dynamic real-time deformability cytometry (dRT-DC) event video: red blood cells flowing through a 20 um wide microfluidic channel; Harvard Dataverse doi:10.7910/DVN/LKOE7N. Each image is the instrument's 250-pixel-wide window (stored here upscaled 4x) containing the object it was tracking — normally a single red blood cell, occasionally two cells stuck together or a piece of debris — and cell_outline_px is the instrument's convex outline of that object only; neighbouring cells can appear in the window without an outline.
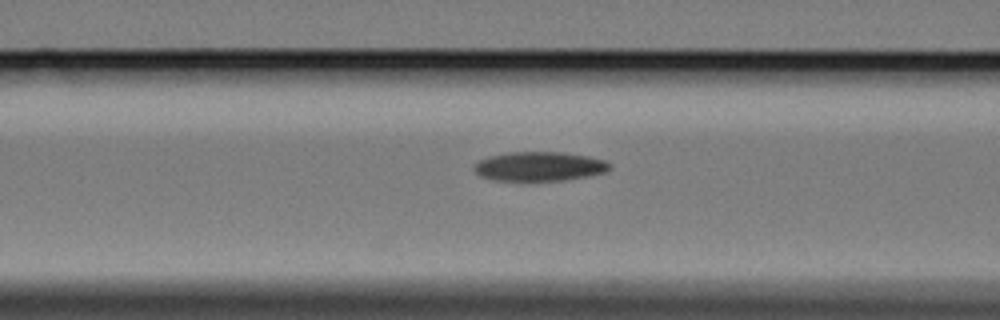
{"species": "Egyptian fruit bat (a non-hibernating species)", "species_latin": "Rousettus aegyptiacus", "temperature_condition": "cold", "stored_images_in_passage": 29, "camera_frame_rate_fps": 3000, "um_per_image_px": 0.085, "animal": {"sex": "female"}, "frame": {"image": 1, "passage_image": 5, "time_ms": 1.333, "image_size_px": [1000, 320], "cell_outline_px": [[612, 168], [604, 172], [564, 180], [492, 180], [480, 176], [476, 172], [476, 164], [480, 160], [492, 156], [508, 152], [564, 152], [588, 156], [608, 160], [612, 164]], "centroid_in_image_um": [45.91, 14.13], "position_along_channel_um": 120.7, "area_um2": 22.89}}
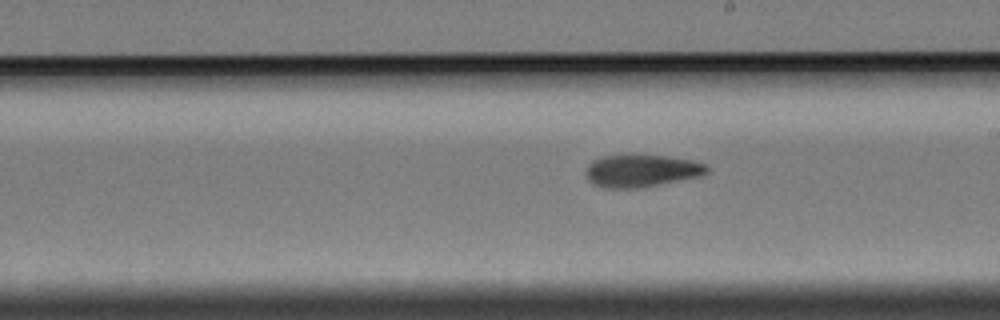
{"frame": {"image": 2, "passage_image": 15, "time_ms": 4.667, "image_size_px": [1000, 320], "cell_outline_px": [[708, 172], [700, 176], [636, 188], [604, 188], [592, 184], [588, 180], [588, 164], [592, 160], [604, 156], [668, 156], [692, 160], [708, 164]], "centroid_in_image_um": [54.54, 14.52], "position_along_channel_um": 234.5, "area_um2": 22.43}}
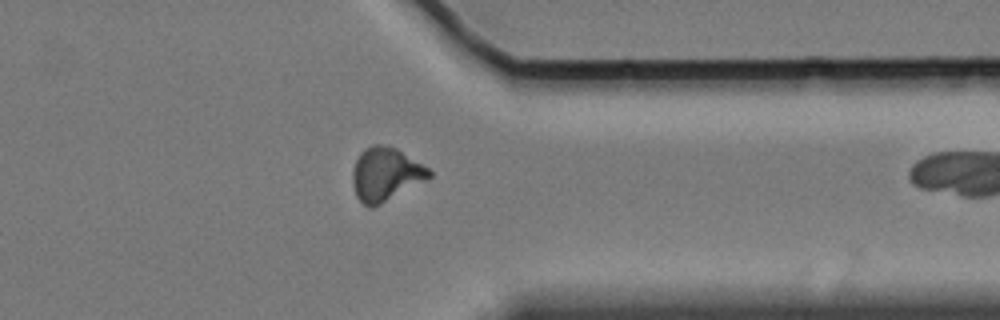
{"frame": {"image": 3, "passage_image": 28, "time_ms": 9.0, "image_size_px": [1000, 320], "cell_outline_px": [[432, 176], [380, 204], [372, 208], [368, 208], [356, 196], [352, 184], [352, 172], [356, 160], [360, 152], [364, 148], [372, 144], [388, 144], [396, 148], [428, 168], [432, 172]], "centroid_in_image_um": [32.73, 14.79], "position_along_channel_um": 378.7, "area_um2": 23.7}}